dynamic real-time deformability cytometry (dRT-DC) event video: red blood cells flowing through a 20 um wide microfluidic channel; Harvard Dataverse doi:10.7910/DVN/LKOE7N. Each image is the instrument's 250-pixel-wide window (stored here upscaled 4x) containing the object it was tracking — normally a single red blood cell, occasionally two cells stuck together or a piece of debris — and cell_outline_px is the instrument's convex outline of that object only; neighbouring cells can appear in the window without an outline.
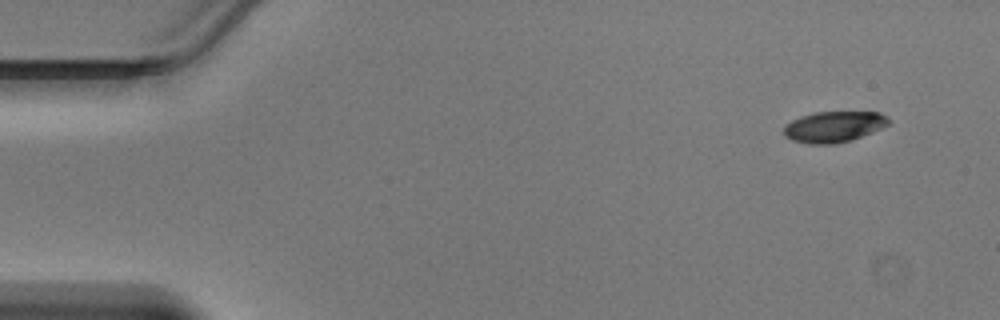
{"species": "Egyptian fruit bat (a non-hibernating species)", "species_latin": "Rousettus aegyptiacus", "temperature_condition": "warm", "stored_images_in_passage": 44, "camera_frame_rate_fps": 3000, "um_per_image_px": 0.085, "animal": {"sex": "male"}, "frame": {"image": 1, "passage_image": 1, "time_ms": 0.0, "image_size_px": [1000, 320], "cell_outline_px": [[888, 124], [872, 132], [848, 140], [832, 144], [808, 144], [792, 140], [784, 136], [784, 124], [800, 116], [812, 112], [880, 112], [888, 120]], "centroid_in_image_um": [70.79, 10.76], "position_along_channel_um": 14.2, "area_um2": 18.67}}
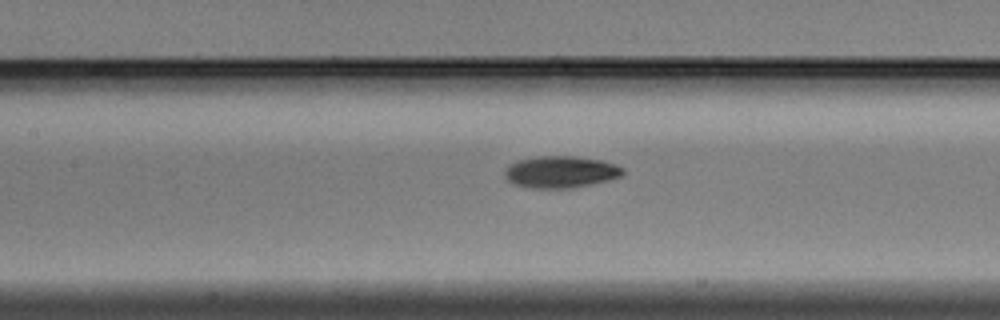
{"frame": {"image": 2, "passage_image": 19, "time_ms": 6.0, "image_size_px": [1000, 320], "cell_outline_px": [[624, 172], [620, 176], [572, 188], [532, 188], [512, 184], [504, 176], [504, 172], [508, 164], [520, 160], [540, 156], [572, 156], [600, 160], [624, 168]], "centroid_in_image_um": [47.58, 14.61], "position_along_channel_um": 159.8, "area_um2": 21.56}}
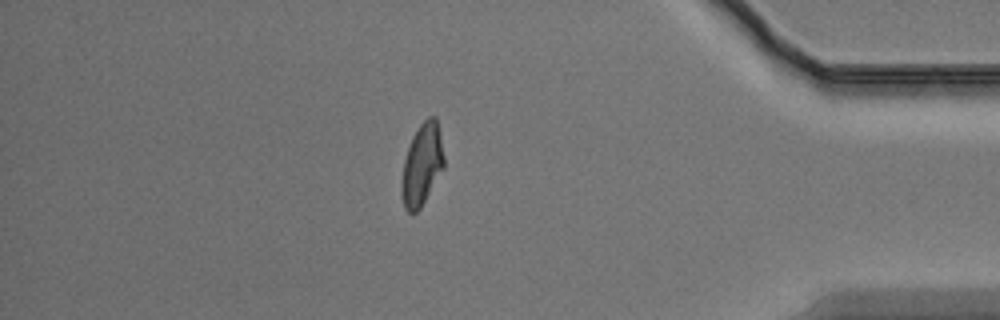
{"frame": {"image": 3, "passage_image": 38, "time_ms": 12.333, "image_size_px": [1000, 320], "cell_outline_px": [[444, 168], [420, 208], [416, 212], [408, 212], [404, 208], [400, 192], [400, 184], [404, 160], [412, 136], [420, 124], [428, 116], [436, 116], [444, 156]], "centroid_in_image_um": [35.85, 14.0], "position_along_channel_um": 399.4, "area_um2": 20.23}}